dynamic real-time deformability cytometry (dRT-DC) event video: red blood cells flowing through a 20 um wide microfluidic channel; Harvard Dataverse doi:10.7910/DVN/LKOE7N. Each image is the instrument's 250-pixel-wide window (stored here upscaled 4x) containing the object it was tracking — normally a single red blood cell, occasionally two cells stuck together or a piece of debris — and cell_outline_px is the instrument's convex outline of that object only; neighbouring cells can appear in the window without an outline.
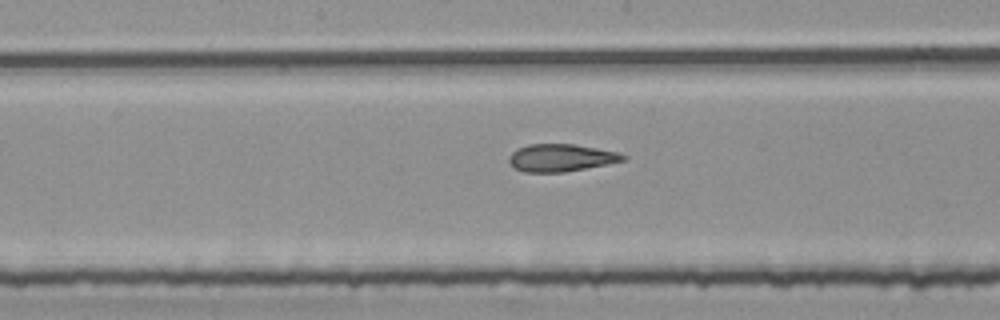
{"species": "common noctule bat (a hibernating species)", "species_latin": "Nyctalus noctula", "temperature_condition": "room temperature", "stored_images_in_passage": 53, "segment_of_instrument_passage": [2, 2], "camera_frame_rate_fps": 3000, "um_per_image_px": 0.085, "animal": {"sex": "female", "body_mass_g": 25.1}, "frame": {"image": 1, "passage_image": 27, "time_ms": 8.667, "image_size_px": [1000, 320], "cell_outline_px": [[628, 156], [624, 160], [564, 172], [524, 172], [516, 168], [508, 160], [508, 156], [516, 148], [528, 144], [576, 144], [620, 152]], "centroid_in_image_um": [47.67, 13.39], "position_along_channel_um": 200.5, "area_um2": 18.21}}
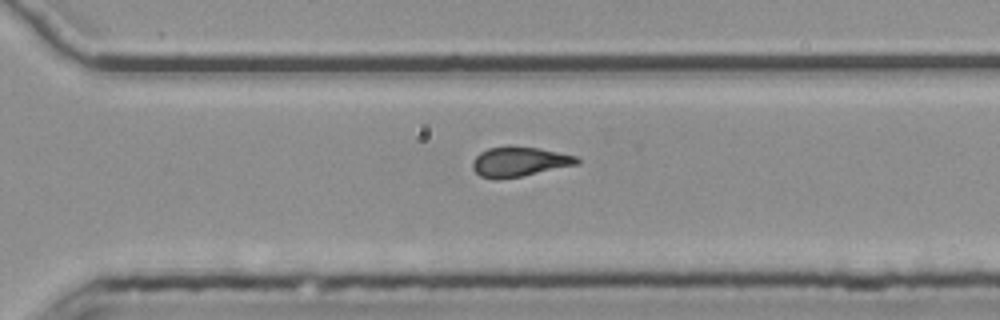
{"frame": {"image": 2, "passage_image": 37, "time_ms": 12.0, "image_size_px": [1000, 320], "cell_outline_px": [[580, 164], [524, 176], [496, 180], [480, 176], [472, 168], [472, 160], [480, 152], [488, 148], [540, 148], [576, 156], [580, 160]], "centroid_in_image_um": [44.16, 13.78], "position_along_channel_um": 326.4, "area_um2": 17.92}}
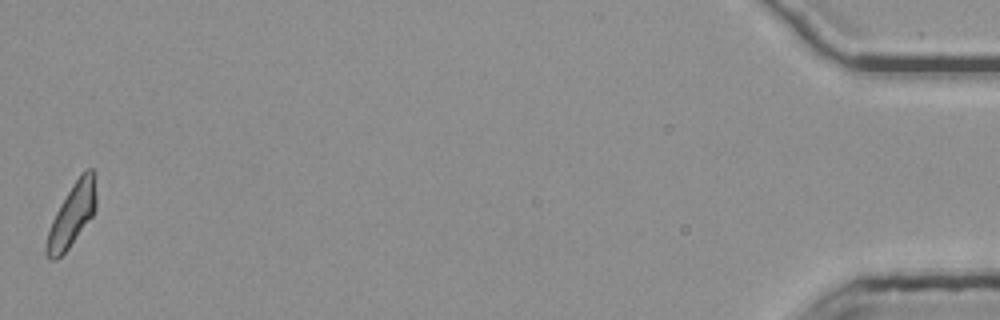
{"frame": {"image": 3, "passage_image": 53, "time_ms": 17.333, "image_size_px": [1000, 320], "cell_outline_px": [[96, 208], [92, 216], [68, 248], [56, 260], [48, 260], [44, 252], [44, 244], [52, 220], [60, 204], [72, 184], [80, 172], [88, 168], [92, 168], [96, 172]], "centroid_in_image_um": [6.12, 18.23], "position_along_channel_um": 429.1, "area_um2": 18.44}}